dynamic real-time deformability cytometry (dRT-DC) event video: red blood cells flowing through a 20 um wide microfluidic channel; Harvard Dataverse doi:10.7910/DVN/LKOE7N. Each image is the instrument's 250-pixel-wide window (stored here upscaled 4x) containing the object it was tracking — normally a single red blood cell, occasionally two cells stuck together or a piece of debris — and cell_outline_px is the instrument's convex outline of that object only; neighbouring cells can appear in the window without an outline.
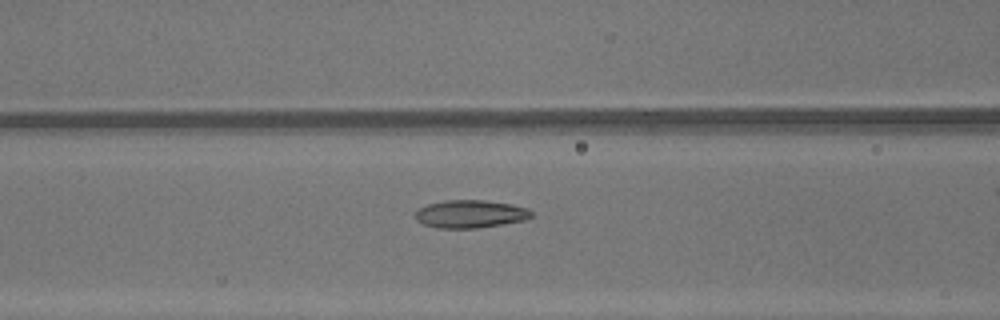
{"species": "common noctule bat (a hibernating species)", "species_latin": "Nyctalus noctula", "temperature_condition": "warm", "stored_images_in_passage": 48, "camera_frame_rate_fps": 3000, "um_per_image_px": 0.085, "animal": {"sex": "male", "body_mass_g": 13.3}, "frame": {"image": 1, "passage_image": 21, "time_ms": 6.667, "image_size_px": [1000, 320], "cell_outline_px": [[532, 216], [524, 220], [476, 228], [436, 228], [424, 224], [416, 220], [416, 212], [420, 208], [428, 204], [444, 200], [484, 200], [512, 204], [528, 208], [532, 212]], "centroid_in_image_um": [39.98, 18.18], "position_along_channel_um": 126.6, "area_um2": 18.73}}
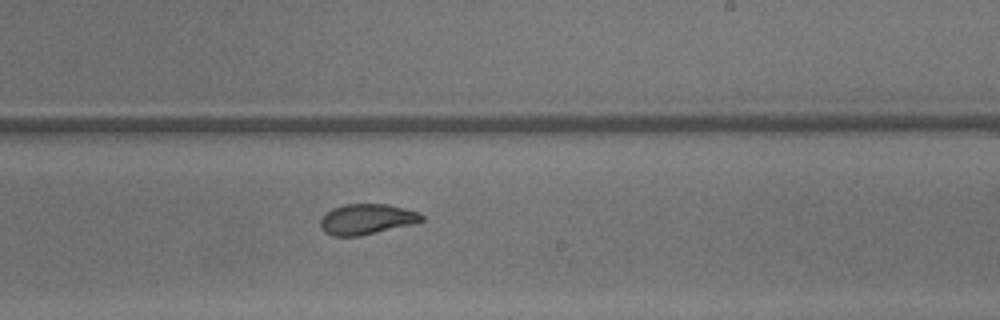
{"frame": {"image": 2, "passage_image": 30, "time_ms": 9.667, "image_size_px": [1000, 320], "cell_outline_px": [[424, 220], [412, 224], [360, 236], [332, 236], [324, 232], [320, 228], [320, 220], [332, 208], [344, 204], [388, 204], [420, 212], [424, 216]], "centroid_in_image_um": [31.17, 18.63], "position_along_channel_um": 257.8, "area_um2": 18.03}}
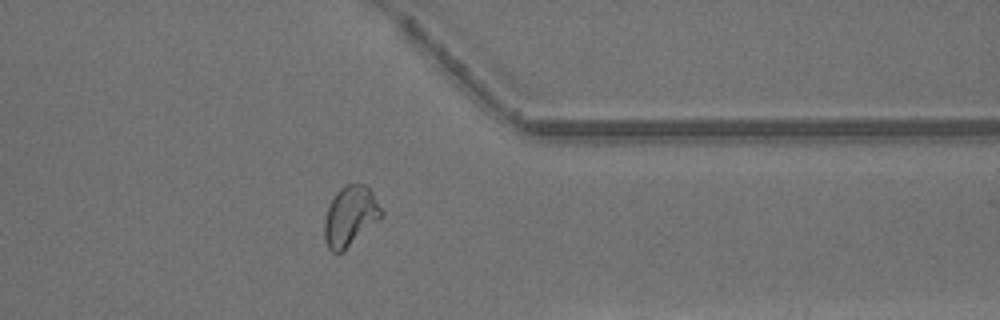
{"frame": {"image": 3, "passage_image": 39, "time_ms": 12.667, "image_size_px": [1000, 320], "cell_outline_px": [[384, 216], [380, 220], [340, 252], [332, 252], [328, 248], [324, 240], [324, 220], [328, 204], [336, 192], [344, 184], [364, 184], [372, 192], [384, 212]], "centroid_in_image_um": [29.76, 18.34], "position_along_channel_um": 381.6, "area_um2": 19.94}, "authors_computed_cell_mechanics": {"area_um2": 19.9988, "velocity_mm_per_s": 4.3838, "shape_relaxation_time_tau1_ms": 7.8409, "shape_relaxation_time_tau2_ms": 1.0931, "deformation_change_tau1": 0.2122, "deformation_change_tau2": 0.0691}}